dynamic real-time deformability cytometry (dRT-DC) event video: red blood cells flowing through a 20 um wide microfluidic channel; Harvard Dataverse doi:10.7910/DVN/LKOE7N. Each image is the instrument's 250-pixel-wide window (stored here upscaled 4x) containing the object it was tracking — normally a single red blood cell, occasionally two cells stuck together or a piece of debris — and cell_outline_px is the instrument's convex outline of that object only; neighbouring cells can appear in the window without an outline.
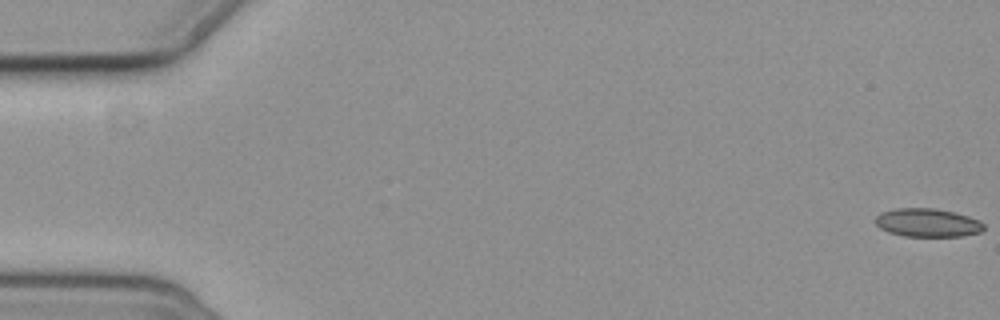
{"species": "common noctule bat (a hibernating species)", "species_latin": "Nyctalus noctula", "temperature_condition": "cold", "stored_images_in_passage": 5, "camera_frame_rate_fps": 3000, "um_per_image_px": 0.085, "animal": {"sex": "female", "body_mass_g": 19.3, "forearm_length_mm": 54.1}, "frame": {"image": 1, "passage_image": 1, "time_ms": 0.0, "image_size_px": [1000, 320], "cell_outline_px": [[984, 228], [980, 232], [960, 236], [904, 236], [888, 232], [880, 228], [876, 224], [876, 216], [880, 212], [896, 208], [932, 208], [952, 212], [968, 216], [980, 220], [984, 224]], "centroid_in_image_um": [78.82, 18.93], "position_along_channel_um": 6.2, "area_um2": 17.86}}
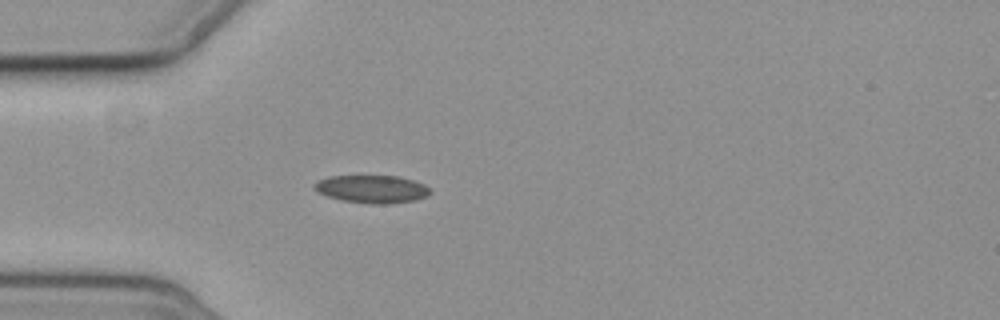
{"frame": {"image": 2, "passage_image": 5, "time_ms": 5.667, "image_size_px": [1000, 320], "cell_outline_px": [[432, 192], [428, 196], [416, 200], [388, 204], [368, 204], [344, 200], [328, 196], [316, 192], [312, 188], [312, 184], [316, 180], [328, 176], [400, 176], [424, 184]], "centroid_in_image_um": [31.58, 16.07], "position_along_channel_um": 53.4, "area_um2": 19.02}}